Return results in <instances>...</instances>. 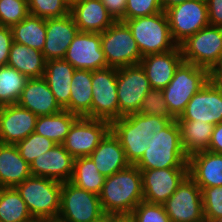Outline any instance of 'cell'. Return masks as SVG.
Returning a JSON list of instances; mask_svg holds the SVG:
<instances>
[{"instance_id": "obj_1", "label": "cell", "mask_w": 222, "mask_h": 222, "mask_svg": "<svg viewBox=\"0 0 222 222\" xmlns=\"http://www.w3.org/2000/svg\"><path fill=\"white\" fill-rule=\"evenodd\" d=\"M171 121L166 117L132 113L113 121L110 129L118 137L127 161L135 165L148 149L153 134L164 129Z\"/></svg>"}, {"instance_id": "obj_2", "label": "cell", "mask_w": 222, "mask_h": 222, "mask_svg": "<svg viewBox=\"0 0 222 222\" xmlns=\"http://www.w3.org/2000/svg\"><path fill=\"white\" fill-rule=\"evenodd\" d=\"M105 214H129L143 201L142 173L135 165L106 177L99 195Z\"/></svg>"}, {"instance_id": "obj_3", "label": "cell", "mask_w": 222, "mask_h": 222, "mask_svg": "<svg viewBox=\"0 0 222 222\" xmlns=\"http://www.w3.org/2000/svg\"><path fill=\"white\" fill-rule=\"evenodd\" d=\"M149 147L135 164L140 170L164 168H188V156L181 144L177 120H172L164 129L157 131L149 140Z\"/></svg>"}, {"instance_id": "obj_4", "label": "cell", "mask_w": 222, "mask_h": 222, "mask_svg": "<svg viewBox=\"0 0 222 222\" xmlns=\"http://www.w3.org/2000/svg\"><path fill=\"white\" fill-rule=\"evenodd\" d=\"M34 220H57L62 183L47 177L31 176L15 187Z\"/></svg>"}, {"instance_id": "obj_5", "label": "cell", "mask_w": 222, "mask_h": 222, "mask_svg": "<svg viewBox=\"0 0 222 222\" xmlns=\"http://www.w3.org/2000/svg\"><path fill=\"white\" fill-rule=\"evenodd\" d=\"M209 81V71L182 61L169 84L162 90L170 114L177 119L189 100Z\"/></svg>"}, {"instance_id": "obj_6", "label": "cell", "mask_w": 222, "mask_h": 222, "mask_svg": "<svg viewBox=\"0 0 222 222\" xmlns=\"http://www.w3.org/2000/svg\"><path fill=\"white\" fill-rule=\"evenodd\" d=\"M123 21L131 30L142 57L168 52L177 46L171 37L165 11Z\"/></svg>"}, {"instance_id": "obj_7", "label": "cell", "mask_w": 222, "mask_h": 222, "mask_svg": "<svg viewBox=\"0 0 222 222\" xmlns=\"http://www.w3.org/2000/svg\"><path fill=\"white\" fill-rule=\"evenodd\" d=\"M104 211L99 196L77 187L70 181L62 183L60 222H102Z\"/></svg>"}, {"instance_id": "obj_8", "label": "cell", "mask_w": 222, "mask_h": 222, "mask_svg": "<svg viewBox=\"0 0 222 222\" xmlns=\"http://www.w3.org/2000/svg\"><path fill=\"white\" fill-rule=\"evenodd\" d=\"M101 48L108 67L122 68L137 65L142 55L131 30L124 21H115L101 33Z\"/></svg>"}, {"instance_id": "obj_9", "label": "cell", "mask_w": 222, "mask_h": 222, "mask_svg": "<svg viewBox=\"0 0 222 222\" xmlns=\"http://www.w3.org/2000/svg\"><path fill=\"white\" fill-rule=\"evenodd\" d=\"M179 46L183 61L210 71L222 60V27L208 25Z\"/></svg>"}, {"instance_id": "obj_10", "label": "cell", "mask_w": 222, "mask_h": 222, "mask_svg": "<svg viewBox=\"0 0 222 222\" xmlns=\"http://www.w3.org/2000/svg\"><path fill=\"white\" fill-rule=\"evenodd\" d=\"M165 13L171 37L178 46L209 25L206 0H188L166 9Z\"/></svg>"}, {"instance_id": "obj_11", "label": "cell", "mask_w": 222, "mask_h": 222, "mask_svg": "<svg viewBox=\"0 0 222 222\" xmlns=\"http://www.w3.org/2000/svg\"><path fill=\"white\" fill-rule=\"evenodd\" d=\"M92 94V119L111 124L119 118L117 68L106 67L92 71Z\"/></svg>"}, {"instance_id": "obj_12", "label": "cell", "mask_w": 222, "mask_h": 222, "mask_svg": "<svg viewBox=\"0 0 222 222\" xmlns=\"http://www.w3.org/2000/svg\"><path fill=\"white\" fill-rule=\"evenodd\" d=\"M150 89L149 80L140 64L118 68L119 118L132 113H139L142 99Z\"/></svg>"}, {"instance_id": "obj_13", "label": "cell", "mask_w": 222, "mask_h": 222, "mask_svg": "<svg viewBox=\"0 0 222 222\" xmlns=\"http://www.w3.org/2000/svg\"><path fill=\"white\" fill-rule=\"evenodd\" d=\"M163 207L171 222H198L205 219L201 188L189 176Z\"/></svg>"}, {"instance_id": "obj_14", "label": "cell", "mask_w": 222, "mask_h": 222, "mask_svg": "<svg viewBox=\"0 0 222 222\" xmlns=\"http://www.w3.org/2000/svg\"><path fill=\"white\" fill-rule=\"evenodd\" d=\"M109 130L108 121L79 117L70 128L63 146L74 158L89 156Z\"/></svg>"}, {"instance_id": "obj_15", "label": "cell", "mask_w": 222, "mask_h": 222, "mask_svg": "<svg viewBox=\"0 0 222 222\" xmlns=\"http://www.w3.org/2000/svg\"><path fill=\"white\" fill-rule=\"evenodd\" d=\"M143 201L164 204L188 176V168L142 170Z\"/></svg>"}, {"instance_id": "obj_16", "label": "cell", "mask_w": 222, "mask_h": 222, "mask_svg": "<svg viewBox=\"0 0 222 222\" xmlns=\"http://www.w3.org/2000/svg\"><path fill=\"white\" fill-rule=\"evenodd\" d=\"M64 60L75 69L94 71L108 67L101 48V33L78 32L68 47Z\"/></svg>"}, {"instance_id": "obj_17", "label": "cell", "mask_w": 222, "mask_h": 222, "mask_svg": "<svg viewBox=\"0 0 222 222\" xmlns=\"http://www.w3.org/2000/svg\"><path fill=\"white\" fill-rule=\"evenodd\" d=\"M176 120L222 122V91L210 80L189 100L184 112Z\"/></svg>"}, {"instance_id": "obj_18", "label": "cell", "mask_w": 222, "mask_h": 222, "mask_svg": "<svg viewBox=\"0 0 222 222\" xmlns=\"http://www.w3.org/2000/svg\"><path fill=\"white\" fill-rule=\"evenodd\" d=\"M38 116L11 104L0 107V143L16 145L35 131Z\"/></svg>"}, {"instance_id": "obj_19", "label": "cell", "mask_w": 222, "mask_h": 222, "mask_svg": "<svg viewBox=\"0 0 222 222\" xmlns=\"http://www.w3.org/2000/svg\"><path fill=\"white\" fill-rule=\"evenodd\" d=\"M74 157L63 144H55L49 151L40 154L30 165L32 176L47 177L64 183L73 174Z\"/></svg>"}, {"instance_id": "obj_20", "label": "cell", "mask_w": 222, "mask_h": 222, "mask_svg": "<svg viewBox=\"0 0 222 222\" xmlns=\"http://www.w3.org/2000/svg\"><path fill=\"white\" fill-rule=\"evenodd\" d=\"M79 32L72 15L46 19V39L42 50L46 61L64 59L72 40Z\"/></svg>"}, {"instance_id": "obj_21", "label": "cell", "mask_w": 222, "mask_h": 222, "mask_svg": "<svg viewBox=\"0 0 222 222\" xmlns=\"http://www.w3.org/2000/svg\"><path fill=\"white\" fill-rule=\"evenodd\" d=\"M182 61L181 48L177 45L168 52L142 57L139 64L144 69L151 88L163 90L172 80L176 68Z\"/></svg>"}, {"instance_id": "obj_22", "label": "cell", "mask_w": 222, "mask_h": 222, "mask_svg": "<svg viewBox=\"0 0 222 222\" xmlns=\"http://www.w3.org/2000/svg\"><path fill=\"white\" fill-rule=\"evenodd\" d=\"M17 104L37 116L54 115L63 110L43 77L27 79Z\"/></svg>"}, {"instance_id": "obj_23", "label": "cell", "mask_w": 222, "mask_h": 222, "mask_svg": "<svg viewBox=\"0 0 222 222\" xmlns=\"http://www.w3.org/2000/svg\"><path fill=\"white\" fill-rule=\"evenodd\" d=\"M98 171L106 178L127 168L125 151L118 137L110 129L101 139L99 145L89 155Z\"/></svg>"}, {"instance_id": "obj_24", "label": "cell", "mask_w": 222, "mask_h": 222, "mask_svg": "<svg viewBox=\"0 0 222 222\" xmlns=\"http://www.w3.org/2000/svg\"><path fill=\"white\" fill-rule=\"evenodd\" d=\"M188 176L199 187L222 186V154L207 150L190 155Z\"/></svg>"}, {"instance_id": "obj_25", "label": "cell", "mask_w": 222, "mask_h": 222, "mask_svg": "<svg viewBox=\"0 0 222 222\" xmlns=\"http://www.w3.org/2000/svg\"><path fill=\"white\" fill-rule=\"evenodd\" d=\"M70 14L79 32L102 33L115 22L101 0H83L70 8Z\"/></svg>"}, {"instance_id": "obj_26", "label": "cell", "mask_w": 222, "mask_h": 222, "mask_svg": "<svg viewBox=\"0 0 222 222\" xmlns=\"http://www.w3.org/2000/svg\"><path fill=\"white\" fill-rule=\"evenodd\" d=\"M75 68L64 59L46 61L43 78L46 80L57 103L69 111L70 89Z\"/></svg>"}, {"instance_id": "obj_27", "label": "cell", "mask_w": 222, "mask_h": 222, "mask_svg": "<svg viewBox=\"0 0 222 222\" xmlns=\"http://www.w3.org/2000/svg\"><path fill=\"white\" fill-rule=\"evenodd\" d=\"M31 176L30 165L17 146L0 143V188L16 187Z\"/></svg>"}, {"instance_id": "obj_28", "label": "cell", "mask_w": 222, "mask_h": 222, "mask_svg": "<svg viewBox=\"0 0 222 222\" xmlns=\"http://www.w3.org/2000/svg\"><path fill=\"white\" fill-rule=\"evenodd\" d=\"M7 65L27 78H42L46 67V59L42 51L13 42Z\"/></svg>"}, {"instance_id": "obj_29", "label": "cell", "mask_w": 222, "mask_h": 222, "mask_svg": "<svg viewBox=\"0 0 222 222\" xmlns=\"http://www.w3.org/2000/svg\"><path fill=\"white\" fill-rule=\"evenodd\" d=\"M70 85L69 112L91 118L92 71L75 69Z\"/></svg>"}, {"instance_id": "obj_30", "label": "cell", "mask_w": 222, "mask_h": 222, "mask_svg": "<svg viewBox=\"0 0 222 222\" xmlns=\"http://www.w3.org/2000/svg\"><path fill=\"white\" fill-rule=\"evenodd\" d=\"M180 129L181 144L184 152L190 155L207 151L215 125L206 122L177 120Z\"/></svg>"}, {"instance_id": "obj_31", "label": "cell", "mask_w": 222, "mask_h": 222, "mask_svg": "<svg viewBox=\"0 0 222 222\" xmlns=\"http://www.w3.org/2000/svg\"><path fill=\"white\" fill-rule=\"evenodd\" d=\"M79 118L67 110L54 115L38 116L35 131L56 144H63L73 123Z\"/></svg>"}, {"instance_id": "obj_32", "label": "cell", "mask_w": 222, "mask_h": 222, "mask_svg": "<svg viewBox=\"0 0 222 222\" xmlns=\"http://www.w3.org/2000/svg\"><path fill=\"white\" fill-rule=\"evenodd\" d=\"M13 42L42 51L46 39V19L29 14L11 27Z\"/></svg>"}, {"instance_id": "obj_33", "label": "cell", "mask_w": 222, "mask_h": 222, "mask_svg": "<svg viewBox=\"0 0 222 222\" xmlns=\"http://www.w3.org/2000/svg\"><path fill=\"white\" fill-rule=\"evenodd\" d=\"M104 181L105 177L98 171L89 156L74 159L73 174L70 179L71 183L99 196Z\"/></svg>"}, {"instance_id": "obj_34", "label": "cell", "mask_w": 222, "mask_h": 222, "mask_svg": "<svg viewBox=\"0 0 222 222\" xmlns=\"http://www.w3.org/2000/svg\"><path fill=\"white\" fill-rule=\"evenodd\" d=\"M33 217L15 187L0 188V222H31Z\"/></svg>"}, {"instance_id": "obj_35", "label": "cell", "mask_w": 222, "mask_h": 222, "mask_svg": "<svg viewBox=\"0 0 222 222\" xmlns=\"http://www.w3.org/2000/svg\"><path fill=\"white\" fill-rule=\"evenodd\" d=\"M27 79L11 66H0V106L16 104Z\"/></svg>"}, {"instance_id": "obj_36", "label": "cell", "mask_w": 222, "mask_h": 222, "mask_svg": "<svg viewBox=\"0 0 222 222\" xmlns=\"http://www.w3.org/2000/svg\"><path fill=\"white\" fill-rule=\"evenodd\" d=\"M55 144L52 140L33 132L18 142L16 146L21 157L31 165L36 157L49 151Z\"/></svg>"}, {"instance_id": "obj_37", "label": "cell", "mask_w": 222, "mask_h": 222, "mask_svg": "<svg viewBox=\"0 0 222 222\" xmlns=\"http://www.w3.org/2000/svg\"><path fill=\"white\" fill-rule=\"evenodd\" d=\"M28 15V0H0V26L11 28Z\"/></svg>"}, {"instance_id": "obj_38", "label": "cell", "mask_w": 222, "mask_h": 222, "mask_svg": "<svg viewBox=\"0 0 222 222\" xmlns=\"http://www.w3.org/2000/svg\"><path fill=\"white\" fill-rule=\"evenodd\" d=\"M29 14L43 18H58L70 13L62 0H28Z\"/></svg>"}, {"instance_id": "obj_39", "label": "cell", "mask_w": 222, "mask_h": 222, "mask_svg": "<svg viewBox=\"0 0 222 222\" xmlns=\"http://www.w3.org/2000/svg\"><path fill=\"white\" fill-rule=\"evenodd\" d=\"M200 188L204 218L209 222H219L222 219V186Z\"/></svg>"}, {"instance_id": "obj_40", "label": "cell", "mask_w": 222, "mask_h": 222, "mask_svg": "<svg viewBox=\"0 0 222 222\" xmlns=\"http://www.w3.org/2000/svg\"><path fill=\"white\" fill-rule=\"evenodd\" d=\"M140 114L147 116H161L175 120L170 114L166 100L164 99L161 89L151 88L142 99L139 108Z\"/></svg>"}, {"instance_id": "obj_41", "label": "cell", "mask_w": 222, "mask_h": 222, "mask_svg": "<svg viewBox=\"0 0 222 222\" xmlns=\"http://www.w3.org/2000/svg\"><path fill=\"white\" fill-rule=\"evenodd\" d=\"M134 222H171L162 204L141 201L131 213Z\"/></svg>"}, {"instance_id": "obj_42", "label": "cell", "mask_w": 222, "mask_h": 222, "mask_svg": "<svg viewBox=\"0 0 222 222\" xmlns=\"http://www.w3.org/2000/svg\"><path fill=\"white\" fill-rule=\"evenodd\" d=\"M163 12L161 0H127L125 19L151 16Z\"/></svg>"}, {"instance_id": "obj_43", "label": "cell", "mask_w": 222, "mask_h": 222, "mask_svg": "<svg viewBox=\"0 0 222 222\" xmlns=\"http://www.w3.org/2000/svg\"><path fill=\"white\" fill-rule=\"evenodd\" d=\"M13 43L10 27L0 26V66L7 65Z\"/></svg>"}, {"instance_id": "obj_44", "label": "cell", "mask_w": 222, "mask_h": 222, "mask_svg": "<svg viewBox=\"0 0 222 222\" xmlns=\"http://www.w3.org/2000/svg\"><path fill=\"white\" fill-rule=\"evenodd\" d=\"M101 2L115 21L125 20L127 0H101Z\"/></svg>"}, {"instance_id": "obj_45", "label": "cell", "mask_w": 222, "mask_h": 222, "mask_svg": "<svg viewBox=\"0 0 222 222\" xmlns=\"http://www.w3.org/2000/svg\"><path fill=\"white\" fill-rule=\"evenodd\" d=\"M209 25L222 27V0H206Z\"/></svg>"}, {"instance_id": "obj_46", "label": "cell", "mask_w": 222, "mask_h": 222, "mask_svg": "<svg viewBox=\"0 0 222 222\" xmlns=\"http://www.w3.org/2000/svg\"><path fill=\"white\" fill-rule=\"evenodd\" d=\"M208 150L222 154V122L215 125Z\"/></svg>"}, {"instance_id": "obj_47", "label": "cell", "mask_w": 222, "mask_h": 222, "mask_svg": "<svg viewBox=\"0 0 222 222\" xmlns=\"http://www.w3.org/2000/svg\"><path fill=\"white\" fill-rule=\"evenodd\" d=\"M209 80L222 91V60L209 71Z\"/></svg>"}, {"instance_id": "obj_48", "label": "cell", "mask_w": 222, "mask_h": 222, "mask_svg": "<svg viewBox=\"0 0 222 222\" xmlns=\"http://www.w3.org/2000/svg\"><path fill=\"white\" fill-rule=\"evenodd\" d=\"M106 222H134L131 213L129 214H106Z\"/></svg>"}, {"instance_id": "obj_49", "label": "cell", "mask_w": 222, "mask_h": 222, "mask_svg": "<svg viewBox=\"0 0 222 222\" xmlns=\"http://www.w3.org/2000/svg\"><path fill=\"white\" fill-rule=\"evenodd\" d=\"M185 1H188V0H161L163 11H165L166 9H168L174 5L183 3Z\"/></svg>"}, {"instance_id": "obj_50", "label": "cell", "mask_w": 222, "mask_h": 222, "mask_svg": "<svg viewBox=\"0 0 222 222\" xmlns=\"http://www.w3.org/2000/svg\"><path fill=\"white\" fill-rule=\"evenodd\" d=\"M69 8L83 0H62Z\"/></svg>"}, {"instance_id": "obj_51", "label": "cell", "mask_w": 222, "mask_h": 222, "mask_svg": "<svg viewBox=\"0 0 222 222\" xmlns=\"http://www.w3.org/2000/svg\"><path fill=\"white\" fill-rule=\"evenodd\" d=\"M42 222H60V221H58V220L43 221V220H42Z\"/></svg>"}, {"instance_id": "obj_52", "label": "cell", "mask_w": 222, "mask_h": 222, "mask_svg": "<svg viewBox=\"0 0 222 222\" xmlns=\"http://www.w3.org/2000/svg\"><path fill=\"white\" fill-rule=\"evenodd\" d=\"M198 222H209V221H208V220H206V219H203V220L198 221Z\"/></svg>"}, {"instance_id": "obj_53", "label": "cell", "mask_w": 222, "mask_h": 222, "mask_svg": "<svg viewBox=\"0 0 222 222\" xmlns=\"http://www.w3.org/2000/svg\"><path fill=\"white\" fill-rule=\"evenodd\" d=\"M31 222H42V220H33Z\"/></svg>"}, {"instance_id": "obj_54", "label": "cell", "mask_w": 222, "mask_h": 222, "mask_svg": "<svg viewBox=\"0 0 222 222\" xmlns=\"http://www.w3.org/2000/svg\"><path fill=\"white\" fill-rule=\"evenodd\" d=\"M102 222H106V214L104 215V218H103Z\"/></svg>"}]
</instances>
